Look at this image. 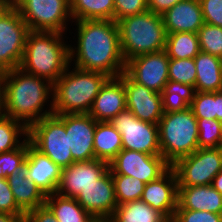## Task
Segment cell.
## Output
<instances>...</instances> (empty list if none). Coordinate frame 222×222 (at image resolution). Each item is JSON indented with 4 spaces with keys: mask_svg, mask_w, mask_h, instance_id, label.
<instances>
[{
    "mask_svg": "<svg viewBox=\"0 0 222 222\" xmlns=\"http://www.w3.org/2000/svg\"><path fill=\"white\" fill-rule=\"evenodd\" d=\"M78 46L69 47V60L76 55L75 67L104 73L110 78L120 76L126 68L120 48L119 28L113 20H81Z\"/></svg>",
    "mask_w": 222,
    "mask_h": 222,
    "instance_id": "1",
    "label": "cell"
},
{
    "mask_svg": "<svg viewBox=\"0 0 222 222\" xmlns=\"http://www.w3.org/2000/svg\"><path fill=\"white\" fill-rule=\"evenodd\" d=\"M44 79L19 67L4 72L3 115L19 122L21 120L22 124L29 128L42 118L53 114L52 103L50 110L41 113L49 98V92L53 91V84Z\"/></svg>",
    "mask_w": 222,
    "mask_h": 222,
    "instance_id": "2",
    "label": "cell"
},
{
    "mask_svg": "<svg viewBox=\"0 0 222 222\" xmlns=\"http://www.w3.org/2000/svg\"><path fill=\"white\" fill-rule=\"evenodd\" d=\"M61 34L63 33L30 31L19 68L54 84L71 62L69 47L62 42Z\"/></svg>",
    "mask_w": 222,
    "mask_h": 222,
    "instance_id": "3",
    "label": "cell"
},
{
    "mask_svg": "<svg viewBox=\"0 0 222 222\" xmlns=\"http://www.w3.org/2000/svg\"><path fill=\"white\" fill-rule=\"evenodd\" d=\"M68 69L53 84V114H88L95 97L110 77L76 67L74 72H67Z\"/></svg>",
    "mask_w": 222,
    "mask_h": 222,
    "instance_id": "4",
    "label": "cell"
},
{
    "mask_svg": "<svg viewBox=\"0 0 222 222\" xmlns=\"http://www.w3.org/2000/svg\"><path fill=\"white\" fill-rule=\"evenodd\" d=\"M122 57L129 60L165 50L167 33L162 15L149 10L117 21Z\"/></svg>",
    "mask_w": 222,
    "mask_h": 222,
    "instance_id": "5",
    "label": "cell"
},
{
    "mask_svg": "<svg viewBox=\"0 0 222 222\" xmlns=\"http://www.w3.org/2000/svg\"><path fill=\"white\" fill-rule=\"evenodd\" d=\"M158 127L161 155L171 166L199 148L197 118L190 107L164 113Z\"/></svg>",
    "mask_w": 222,
    "mask_h": 222,
    "instance_id": "6",
    "label": "cell"
},
{
    "mask_svg": "<svg viewBox=\"0 0 222 222\" xmlns=\"http://www.w3.org/2000/svg\"><path fill=\"white\" fill-rule=\"evenodd\" d=\"M27 137L35 149L48 156L60 168L75 162L65 130V115L51 114L42 118L28 128Z\"/></svg>",
    "mask_w": 222,
    "mask_h": 222,
    "instance_id": "7",
    "label": "cell"
},
{
    "mask_svg": "<svg viewBox=\"0 0 222 222\" xmlns=\"http://www.w3.org/2000/svg\"><path fill=\"white\" fill-rule=\"evenodd\" d=\"M171 168L175 171L178 186L211 185L222 170V147L198 148L177 160Z\"/></svg>",
    "mask_w": 222,
    "mask_h": 222,
    "instance_id": "8",
    "label": "cell"
},
{
    "mask_svg": "<svg viewBox=\"0 0 222 222\" xmlns=\"http://www.w3.org/2000/svg\"><path fill=\"white\" fill-rule=\"evenodd\" d=\"M30 31L64 33L70 0H19L14 5Z\"/></svg>",
    "mask_w": 222,
    "mask_h": 222,
    "instance_id": "9",
    "label": "cell"
},
{
    "mask_svg": "<svg viewBox=\"0 0 222 222\" xmlns=\"http://www.w3.org/2000/svg\"><path fill=\"white\" fill-rule=\"evenodd\" d=\"M109 122L121 134L123 149L161 155L158 124L142 121L128 109Z\"/></svg>",
    "mask_w": 222,
    "mask_h": 222,
    "instance_id": "10",
    "label": "cell"
},
{
    "mask_svg": "<svg viewBox=\"0 0 222 222\" xmlns=\"http://www.w3.org/2000/svg\"><path fill=\"white\" fill-rule=\"evenodd\" d=\"M29 32L28 25L15 6L0 19V71L6 72L20 66Z\"/></svg>",
    "mask_w": 222,
    "mask_h": 222,
    "instance_id": "11",
    "label": "cell"
},
{
    "mask_svg": "<svg viewBox=\"0 0 222 222\" xmlns=\"http://www.w3.org/2000/svg\"><path fill=\"white\" fill-rule=\"evenodd\" d=\"M171 165L162 155H149L135 150L122 149L109 163L111 174L137 178L145 184L159 179Z\"/></svg>",
    "mask_w": 222,
    "mask_h": 222,
    "instance_id": "12",
    "label": "cell"
},
{
    "mask_svg": "<svg viewBox=\"0 0 222 222\" xmlns=\"http://www.w3.org/2000/svg\"><path fill=\"white\" fill-rule=\"evenodd\" d=\"M169 60L165 50L137 56L126 63L125 72L137 83L161 93L169 81Z\"/></svg>",
    "mask_w": 222,
    "mask_h": 222,
    "instance_id": "13",
    "label": "cell"
},
{
    "mask_svg": "<svg viewBox=\"0 0 222 222\" xmlns=\"http://www.w3.org/2000/svg\"><path fill=\"white\" fill-rule=\"evenodd\" d=\"M109 170L104 160L73 162L61 170V179L56 193L75 198L82 190L94 184Z\"/></svg>",
    "mask_w": 222,
    "mask_h": 222,
    "instance_id": "14",
    "label": "cell"
},
{
    "mask_svg": "<svg viewBox=\"0 0 222 222\" xmlns=\"http://www.w3.org/2000/svg\"><path fill=\"white\" fill-rule=\"evenodd\" d=\"M126 109L142 121L158 124L164 115L161 93H156L135 82L124 71Z\"/></svg>",
    "mask_w": 222,
    "mask_h": 222,
    "instance_id": "15",
    "label": "cell"
},
{
    "mask_svg": "<svg viewBox=\"0 0 222 222\" xmlns=\"http://www.w3.org/2000/svg\"><path fill=\"white\" fill-rule=\"evenodd\" d=\"M96 122L90 114H65V130L75 162L95 159L94 133Z\"/></svg>",
    "mask_w": 222,
    "mask_h": 222,
    "instance_id": "16",
    "label": "cell"
},
{
    "mask_svg": "<svg viewBox=\"0 0 222 222\" xmlns=\"http://www.w3.org/2000/svg\"><path fill=\"white\" fill-rule=\"evenodd\" d=\"M75 199L93 217L110 218L118 206L110 170L82 190Z\"/></svg>",
    "mask_w": 222,
    "mask_h": 222,
    "instance_id": "17",
    "label": "cell"
},
{
    "mask_svg": "<svg viewBox=\"0 0 222 222\" xmlns=\"http://www.w3.org/2000/svg\"><path fill=\"white\" fill-rule=\"evenodd\" d=\"M178 184L175 171L170 168L155 181L145 184L141 200L161 213L169 222L177 208Z\"/></svg>",
    "mask_w": 222,
    "mask_h": 222,
    "instance_id": "18",
    "label": "cell"
},
{
    "mask_svg": "<svg viewBox=\"0 0 222 222\" xmlns=\"http://www.w3.org/2000/svg\"><path fill=\"white\" fill-rule=\"evenodd\" d=\"M126 109V90L124 87V72L114 78H109L95 97L90 114L97 122L112 120L118 113Z\"/></svg>",
    "mask_w": 222,
    "mask_h": 222,
    "instance_id": "19",
    "label": "cell"
},
{
    "mask_svg": "<svg viewBox=\"0 0 222 222\" xmlns=\"http://www.w3.org/2000/svg\"><path fill=\"white\" fill-rule=\"evenodd\" d=\"M28 178L47 196L57 191L61 179V170L48 156L35 149L27 137Z\"/></svg>",
    "mask_w": 222,
    "mask_h": 222,
    "instance_id": "20",
    "label": "cell"
},
{
    "mask_svg": "<svg viewBox=\"0 0 222 222\" xmlns=\"http://www.w3.org/2000/svg\"><path fill=\"white\" fill-rule=\"evenodd\" d=\"M167 34L176 32L198 33L205 23L199 0H182L162 15Z\"/></svg>",
    "mask_w": 222,
    "mask_h": 222,
    "instance_id": "21",
    "label": "cell"
},
{
    "mask_svg": "<svg viewBox=\"0 0 222 222\" xmlns=\"http://www.w3.org/2000/svg\"><path fill=\"white\" fill-rule=\"evenodd\" d=\"M176 209L222 214V195L211 185L178 186Z\"/></svg>",
    "mask_w": 222,
    "mask_h": 222,
    "instance_id": "22",
    "label": "cell"
},
{
    "mask_svg": "<svg viewBox=\"0 0 222 222\" xmlns=\"http://www.w3.org/2000/svg\"><path fill=\"white\" fill-rule=\"evenodd\" d=\"M25 162L7 178L17 205L25 212L45 205L46 195L28 177Z\"/></svg>",
    "mask_w": 222,
    "mask_h": 222,
    "instance_id": "23",
    "label": "cell"
},
{
    "mask_svg": "<svg viewBox=\"0 0 222 222\" xmlns=\"http://www.w3.org/2000/svg\"><path fill=\"white\" fill-rule=\"evenodd\" d=\"M196 68L195 91L222 90V63L218 56L200 51L194 58Z\"/></svg>",
    "mask_w": 222,
    "mask_h": 222,
    "instance_id": "24",
    "label": "cell"
},
{
    "mask_svg": "<svg viewBox=\"0 0 222 222\" xmlns=\"http://www.w3.org/2000/svg\"><path fill=\"white\" fill-rule=\"evenodd\" d=\"M123 149L121 134L109 122H96L94 133L95 159L110 163Z\"/></svg>",
    "mask_w": 222,
    "mask_h": 222,
    "instance_id": "25",
    "label": "cell"
},
{
    "mask_svg": "<svg viewBox=\"0 0 222 222\" xmlns=\"http://www.w3.org/2000/svg\"><path fill=\"white\" fill-rule=\"evenodd\" d=\"M45 205L58 222H90L94 218L75 198L64 197L57 193L47 195Z\"/></svg>",
    "mask_w": 222,
    "mask_h": 222,
    "instance_id": "26",
    "label": "cell"
},
{
    "mask_svg": "<svg viewBox=\"0 0 222 222\" xmlns=\"http://www.w3.org/2000/svg\"><path fill=\"white\" fill-rule=\"evenodd\" d=\"M110 218L112 222H169L142 200L118 205Z\"/></svg>",
    "mask_w": 222,
    "mask_h": 222,
    "instance_id": "27",
    "label": "cell"
},
{
    "mask_svg": "<svg viewBox=\"0 0 222 222\" xmlns=\"http://www.w3.org/2000/svg\"><path fill=\"white\" fill-rule=\"evenodd\" d=\"M114 10V0H70V14L76 21H114Z\"/></svg>",
    "mask_w": 222,
    "mask_h": 222,
    "instance_id": "28",
    "label": "cell"
},
{
    "mask_svg": "<svg viewBox=\"0 0 222 222\" xmlns=\"http://www.w3.org/2000/svg\"><path fill=\"white\" fill-rule=\"evenodd\" d=\"M192 85L169 80L161 92L164 113L182 111L190 107L195 95Z\"/></svg>",
    "mask_w": 222,
    "mask_h": 222,
    "instance_id": "29",
    "label": "cell"
},
{
    "mask_svg": "<svg viewBox=\"0 0 222 222\" xmlns=\"http://www.w3.org/2000/svg\"><path fill=\"white\" fill-rule=\"evenodd\" d=\"M165 52L171 59H194L200 52L198 34L191 32L167 34Z\"/></svg>",
    "mask_w": 222,
    "mask_h": 222,
    "instance_id": "30",
    "label": "cell"
},
{
    "mask_svg": "<svg viewBox=\"0 0 222 222\" xmlns=\"http://www.w3.org/2000/svg\"><path fill=\"white\" fill-rule=\"evenodd\" d=\"M117 204L141 200L145 183L141 180L121 175L112 174Z\"/></svg>",
    "mask_w": 222,
    "mask_h": 222,
    "instance_id": "31",
    "label": "cell"
},
{
    "mask_svg": "<svg viewBox=\"0 0 222 222\" xmlns=\"http://www.w3.org/2000/svg\"><path fill=\"white\" fill-rule=\"evenodd\" d=\"M28 136V128L21 122L5 115L0 116V153L19 148L20 143L18 135Z\"/></svg>",
    "mask_w": 222,
    "mask_h": 222,
    "instance_id": "32",
    "label": "cell"
},
{
    "mask_svg": "<svg viewBox=\"0 0 222 222\" xmlns=\"http://www.w3.org/2000/svg\"><path fill=\"white\" fill-rule=\"evenodd\" d=\"M199 148L222 147V122L217 119L197 118Z\"/></svg>",
    "mask_w": 222,
    "mask_h": 222,
    "instance_id": "33",
    "label": "cell"
},
{
    "mask_svg": "<svg viewBox=\"0 0 222 222\" xmlns=\"http://www.w3.org/2000/svg\"><path fill=\"white\" fill-rule=\"evenodd\" d=\"M200 51L221 57L222 27L204 23L198 30Z\"/></svg>",
    "mask_w": 222,
    "mask_h": 222,
    "instance_id": "34",
    "label": "cell"
},
{
    "mask_svg": "<svg viewBox=\"0 0 222 222\" xmlns=\"http://www.w3.org/2000/svg\"><path fill=\"white\" fill-rule=\"evenodd\" d=\"M169 80L195 87L196 68L194 59H171L168 69Z\"/></svg>",
    "mask_w": 222,
    "mask_h": 222,
    "instance_id": "35",
    "label": "cell"
},
{
    "mask_svg": "<svg viewBox=\"0 0 222 222\" xmlns=\"http://www.w3.org/2000/svg\"><path fill=\"white\" fill-rule=\"evenodd\" d=\"M196 118L217 119L216 92H195L190 105Z\"/></svg>",
    "mask_w": 222,
    "mask_h": 222,
    "instance_id": "36",
    "label": "cell"
},
{
    "mask_svg": "<svg viewBox=\"0 0 222 222\" xmlns=\"http://www.w3.org/2000/svg\"><path fill=\"white\" fill-rule=\"evenodd\" d=\"M27 157V137L23 144L16 149L0 153V177L8 178L13 171L21 166Z\"/></svg>",
    "mask_w": 222,
    "mask_h": 222,
    "instance_id": "37",
    "label": "cell"
},
{
    "mask_svg": "<svg viewBox=\"0 0 222 222\" xmlns=\"http://www.w3.org/2000/svg\"><path fill=\"white\" fill-rule=\"evenodd\" d=\"M171 222H222V214L176 209Z\"/></svg>",
    "mask_w": 222,
    "mask_h": 222,
    "instance_id": "38",
    "label": "cell"
},
{
    "mask_svg": "<svg viewBox=\"0 0 222 222\" xmlns=\"http://www.w3.org/2000/svg\"><path fill=\"white\" fill-rule=\"evenodd\" d=\"M114 21L148 10L147 0H114Z\"/></svg>",
    "mask_w": 222,
    "mask_h": 222,
    "instance_id": "39",
    "label": "cell"
},
{
    "mask_svg": "<svg viewBox=\"0 0 222 222\" xmlns=\"http://www.w3.org/2000/svg\"><path fill=\"white\" fill-rule=\"evenodd\" d=\"M0 213L25 216V212L17 205L7 178L0 180Z\"/></svg>",
    "mask_w": 222,
    "mask_h": 222,
    "instance_id": "40",
    "label": "cell"
},
{
    "mask_svg": "<svg viewBox=\"0 0 222 222\" xmlns=\"http://www.w3.org/2000/svg\"><path fill=\"white\" fill-rule=\"evenodd\" d=\"M204 22L222 27V0H199Z\"/></svg>",
    "mask_w": 222,
    "mask_h": 222,
    "instance_id": "41",
    "label": "cell"
},
{
    "mask_svg": "<svg viewBox=\"0 0 222 222\" xmlns=\"http://www.w3.org/2000/svg\"><path fill=\"white\" fill-rule=\"evenodd\" d=\"M24 222H58L51 210L43 205L25 214Z\"/></svg>",
    "mask_w": 222,
    "mask_h": 222,
    "instance_id": "42",
    "label": "cell"
},
{
    "mask_svg": "<svg viewBox=\"0 0 222 222\" xmlns=\"http://www.w3.org/2000/svg\"><path fill=\"white\" fill-rule=\"evenodd\" d=\"M180 1L182 0H147L148 10L155 14L163 15Z\"/></svg>",
    "mask_w": 222,
    "mask_h": 222,
    "instance_id": "43",
    "label": "cell"
},
{
    "mask_svg": "<svg viewBox=\"0 0 222 222\" xmlns=\"http://www.w3.org/2000/svg\"><path fill=\"white\" fill-rule=\"evenodd\" d=\"M25 216L0 213V222H24Z\"/></svg>",
    "mask_w": 222,
    "mask_h": 222,
    "instance_id": "44",
    "label": "cell"
},
{
    "mask_svg": "<svg viewBox=\"0 0 222 222\" xmlns=\"http://www.w3.org/2000/svg\"><path fill=\"white\" fill-rule=\"evenodd\" d=\"M216 115L217 120L222 122V90L216 91Z\"/></svg>",
    "mask_w": 222,
    "mask_h": 222,
    "instance_id": "45",
    "label": "cell"
},
{
    "mask_svg": "<svg viewBox=\"0 0 222 222\" xmlns=\"http://www.w3.org/2000/svg\"><path fill=\"white\" fill-rule=\"evenodd\" d=\"M211 186L222 195V170L216 174L211 183Z\"/></svg>",
    "mask_w": 222,
    "mask_h": 222,
    "instance_id": "46",
    "label": "cell"
},
{
    "mask_svg": "<svg viewBox=\"0 0 222 222\" xmlns=\"http://www.w3.org/2000/svg\"><path fill=\"white\" fill-rule=\"evenodd\" d=\"M13 5L7 0H0V19L5 15Z\"/></svg>",
    "mask_w": 222,
    "mask_h": 222,
    "instance_id": "47",
    "label": "cell"
},
{
    "mask_svg": "<svg viewBox=\"0 0 222 222\" xmlns=\"http://www.w3.org/2000/svg\"><path fill=\"white\" fill-rule=\"evenodd\" d=\"M3 77L4 72L0 71V116L3 115Z\"/></svg>",
    "mask_w": 222,
    "mask_h": 222,
    "instance_id": "48",
    "label": "cell"
},
{
    "mask_svg": "<svg viewBox=\"0 0 222 222\" xmlns=\"http://www.w3.org/2000/svg\"><path fill=\"white\" fill-rule=\"evenodd\" d=\"M90 222H112V221H111V218L94 217Z\"/></svg>",
    "mask_w": 222,
    "mask_h": 222,
    "instance_id": "49",
    "label": "cell"
},
{
    "mask_svg": "<svg viewBox=\"0 0 222 222\" xmlns=\"http://www.w3.org/2000/svg\"><path fill=\"white\" fill-rule=\"evenodd\" d=\"M7 1H9L14 6L19 0H7Z\"/></svg>",
    "mask_w": 222,
    "mask_h": 222,
    "instance_id": "50",
    "label": "cell"
}]
</instances>
